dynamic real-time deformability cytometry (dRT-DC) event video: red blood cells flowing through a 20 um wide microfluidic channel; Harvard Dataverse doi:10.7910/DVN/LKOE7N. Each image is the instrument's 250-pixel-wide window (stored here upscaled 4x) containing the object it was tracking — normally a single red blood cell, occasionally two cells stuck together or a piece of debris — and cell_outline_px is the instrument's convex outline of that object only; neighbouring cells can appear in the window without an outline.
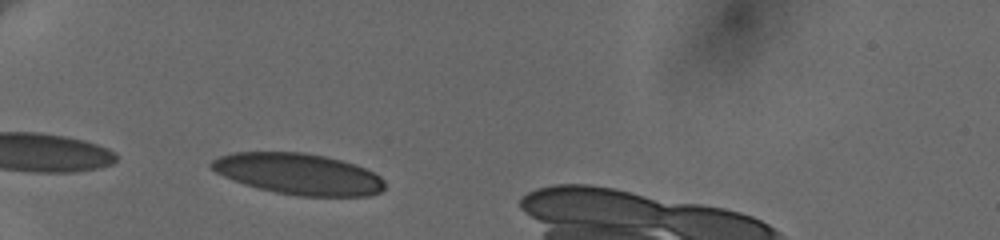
{"species": "human", "species_latin": "Homo sapiens", "temperature_condition": "cold", "stored_images_in_passage": 30, "camera_frame_rate_fps": 3000, "um_per_image_px": 0.085, "donor": {"sex": "female"}, "frame": {"image": 1, "passage_image": 2, "time_ms": 0.333, "image_size_px": [1000, 240], "cell_outline_px": [[384, 188], [380, 192], [368, 196], [296, 196], [276, 192], [244, 184], [224, 176], [216, 172], [208, 164], [212, 160], [220, 156], [232, 152], [304, 152], [324, 156], [356, 164], [380, 176], [384, 180]], "centroid_in_image_um": [25.37, 14.78], "position_along_channel_um": 59.6, "area_um2": 41.44}}
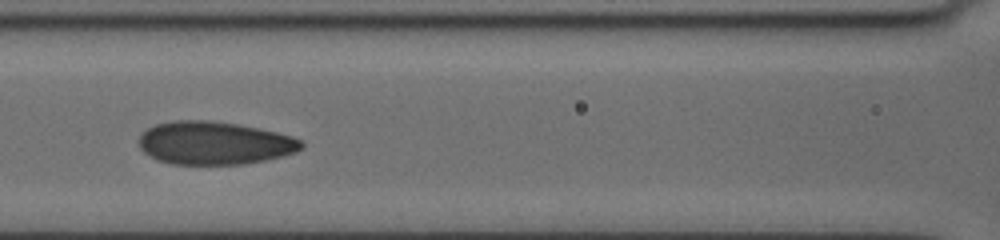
{"frame": {"image": 2, "passage_image": 10, "time_ms": 3.333, "image_size_px": [1000, 240], "cell_outline_px": [[304, 148], [296, 152], [284, 156], [268, 160], [244, 164], [172, 164], [156, 160], [144, 152], [140, 148], [140, 136], [148, 128], [156, 124], [176, 120], [208, 120], [236, 124], [276, 132], [292, 136], [300, 140], [304, 144]], "centroid_in_image_um": [18.25, 12.17], "position_along_channel_um": 148.4, "area_um2": 40.75}}
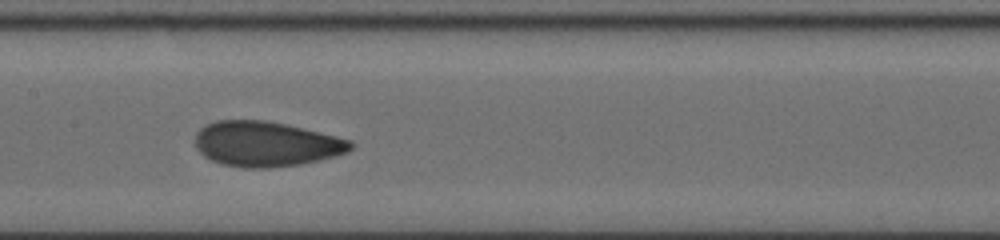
{"frame": {"image": 3, "passage_image": 13, "time_ms": 4.333, "image_size_px": [1000, 240], "cell_outline_px": [[356, 144], [348, 152], [336, 156], [320, 160], [300, 164], [268, 168], [240, 168], [220, 164], [204, 156], [196, 148], [196, 132], [200, 128], [216, 120], [264, 120], [284, 124], [336, 136], [352, 140]], "centroid_in_image_um": [22.62, 12.25], "position_along_channel_um": 184.8, "area_um2": 40.98}}